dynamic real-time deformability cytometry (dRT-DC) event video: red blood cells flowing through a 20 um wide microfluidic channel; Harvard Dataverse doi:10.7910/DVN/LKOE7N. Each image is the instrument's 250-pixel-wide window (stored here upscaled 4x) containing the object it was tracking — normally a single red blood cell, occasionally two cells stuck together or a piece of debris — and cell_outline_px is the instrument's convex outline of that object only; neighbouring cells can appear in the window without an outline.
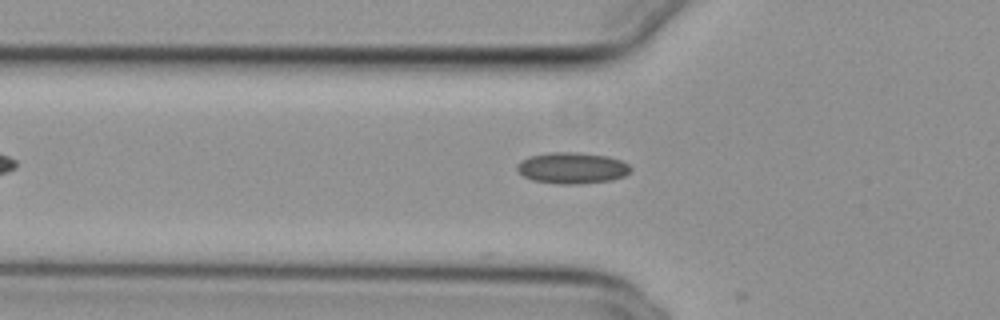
{"species": "common noctule bat (a hibernating species)", "species_latin": "Nyctalus noctula", "temperature_condition": "cold", "stored_images_in_passage": 3, "camera_frame_rate_fps": 3000, "um_per_image_px": 0.085, "animal": {"sex": "female", "body_mass_g": 29.2, "forearm_length_mm": 56.3}, "frame": {"image": 1, "passage_image": 2, "time_ms": 0.333, "image_size_px": [1000, 320], "cell_outline_px": [[632, 168], [624, 176], [612, 180], [580, 184], [560, 184], [532, 180], [524, 176], [516, 168], [516, 164], [520, 160], [528, 156], [548, 152], [580, 152], [608, 156], [620, 160], [628, 164]], "centroid_in_image_um": [48.61, 14.27], "position_along_channel_um": 77.2, "area_um2": 20.87}}